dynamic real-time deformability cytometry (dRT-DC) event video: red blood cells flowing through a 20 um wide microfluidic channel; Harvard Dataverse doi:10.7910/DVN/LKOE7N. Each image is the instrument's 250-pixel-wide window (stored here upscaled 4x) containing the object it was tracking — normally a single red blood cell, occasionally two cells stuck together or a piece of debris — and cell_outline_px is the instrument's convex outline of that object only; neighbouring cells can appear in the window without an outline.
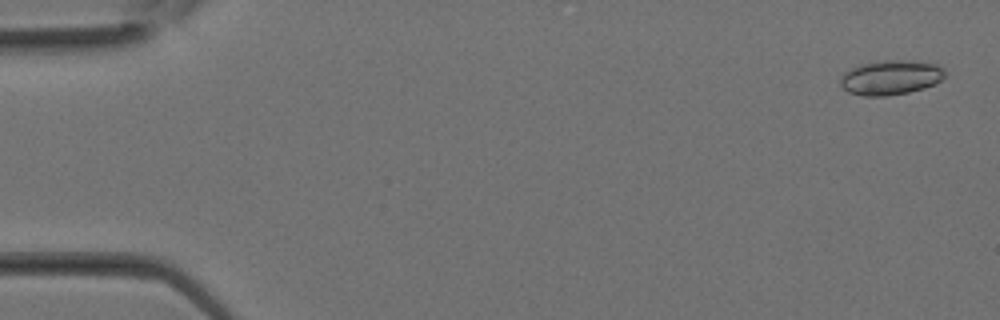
{"species": "Egyptian fruit bat (a non-hibernating species)", "species_latin": "Rousettus aegyptiacus", "temperature_condition": "room temperature", "stored_images_in_passage": 6, "camera_frame_rate_fps": 3000, "um_per_image_px": 0.085, "animal": {"sex": "female"}, "frame": {"image": 1, "passage_image": 1, "time_ms": 0.0, "image_size_px": [1000, 320], "cell_outline_px": [[944, 76], [936, 84], [924, 88], [908, 92], [884, 96], [864, 96], [848, 92], [840, 84], [840, 76], [844, 72], [860, 64], [884, 60], [900, 60], [936, 64], [944, 68]], "centroid_in_image_um": [75.69, 6.59], "position_along_channel_um": 9.3, "area_um2": 20.98}}